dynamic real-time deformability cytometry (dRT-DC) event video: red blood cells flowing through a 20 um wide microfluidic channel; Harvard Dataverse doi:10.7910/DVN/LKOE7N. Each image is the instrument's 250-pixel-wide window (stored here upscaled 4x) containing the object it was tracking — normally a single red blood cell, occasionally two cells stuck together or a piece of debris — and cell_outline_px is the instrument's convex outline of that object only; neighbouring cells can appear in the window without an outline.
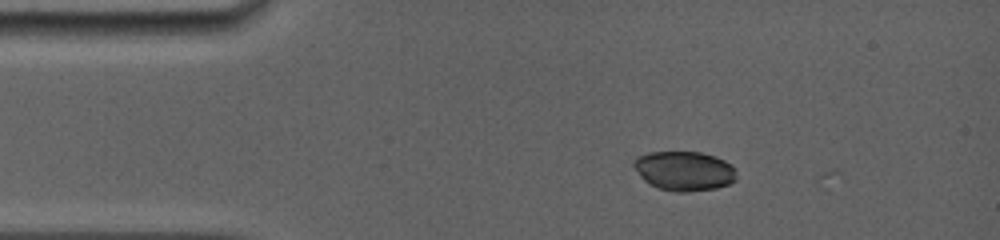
{"species": "common noctule bat (a hibernating species)", "species_latin": "Nyctalus noctula", "temperature_condition": "room temperature", "stored_images_in_passage": 5, "camera_frame_rate_fps": 5000, "um_per_image_px": 0.085, "animal": {"sex": "female", "body_mass_g": 19.0, "forearm_length_mm": 56.7}, "frame": {"image": 1, "passage_image": 3, "time_ms": 0.2, "image_size_px": [1000, 240], "cell_outline_px": [[736, 180], [728, 184], [716, 188], [688, 192], [676, 192], [660, 188], [648, 184], [640, 176], [632, 164], [632, 160], [636, 156], [648, 152], [700, 152], [716, 156], [732, 164], [736, 168]], "centroid_in_image_um": [58.16, 14.52], "position_along_channel_um": 26.8, "area_um2": 23.93}}